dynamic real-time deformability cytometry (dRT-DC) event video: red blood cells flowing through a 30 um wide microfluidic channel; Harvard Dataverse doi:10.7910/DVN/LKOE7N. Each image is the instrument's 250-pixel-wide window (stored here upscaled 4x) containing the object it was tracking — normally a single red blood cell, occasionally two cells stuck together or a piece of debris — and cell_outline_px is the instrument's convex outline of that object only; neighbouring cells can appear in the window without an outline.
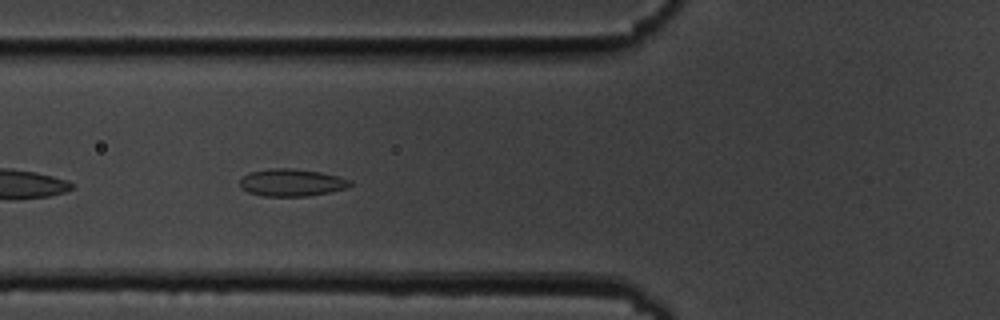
{"species": "common noctule bat (a hibernating species)", "species_latin": "Nyctalus noctula", "temperature_condition": "cold", "stored_images_in_passage": 38, "camera_frame_rate_fps": 3000, "um_per_image_px": 0.085, "animal": {"sex": "male", "body_mass_g": 19.5, "forearm_length_mm": 54.6}, "frame": {"image": 1, "passage_image": 6, "time_ms": 1.667, "image_size_px": [1000, 320], "cell_outline_px": [[352, 184], [348, 188], [308, 196], [264, 196], [248, 192], [240, 188], [240, 180], [248, 172], [272, 168], [292, 168], [320, 172], [340, 176], [352, 180]], "centroid_in_image_um": [24.8, 15.51], "position_along_channel_um": 101.0, "area_um2": 17.69}}
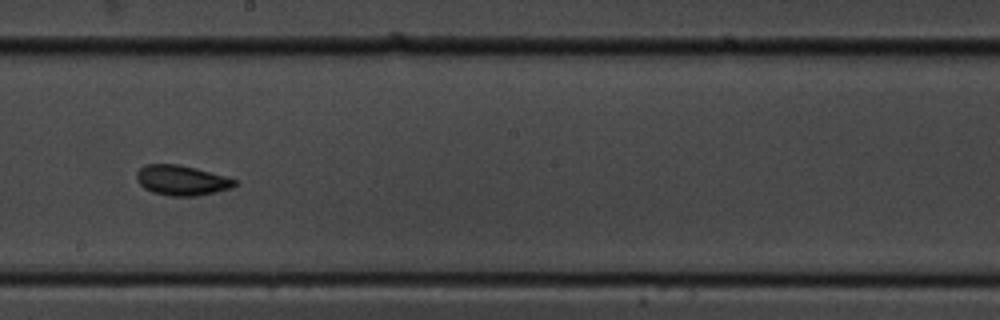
{"frame": {"image": 2, "passage_image": 17, "time_ms": 5.333, "image_size_px": [1000, 320], "cell_outline_px": [[240, 184], [232, 188], [216, 192], [196, 196], [172, 196], [152, 192], [144, 188], [136, 180], [136, 172], [144, 164], [176, 164], [196, 168], [240, 180]], "centroid_in_image_um": [15.48, 15.33], "position_along_channel_um": 232.7, "area_um2": 17.46}}
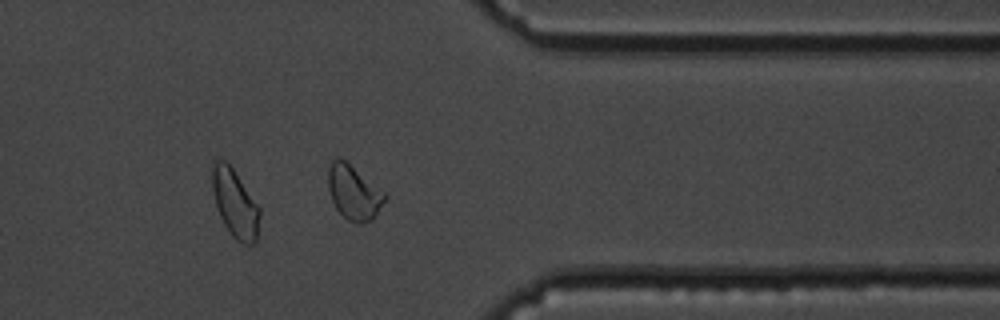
{"frame": {"image": 3, "passage_image": 30, "time_ms": 9.667, "image_size_px": [1000, 320], "cell_outline_px": [[260, 216], [256, 240], [252, 244], [244, 244], [236, 240], [232, 236], [224, 224], [216, 208], [212, 188], [212, 160], [224, 160], [232, 168], [260, 208]], "centroid_in_image_um": [19.96, 17.3], "position_along_channel_um": 391.4, "area_um2": 18.67}, "authors_computed_cell_mechanics": {"area_um2": 17.3978, "velocity_mm_per_s": 3.593, "shape_relaxation_time_tau1_ms": 2.8406, "shape_relaxation_time_tau2_ms": 1.8605, "deformation_change_tau1": 0.094, "deformation_change_tau2": 0.0696}}